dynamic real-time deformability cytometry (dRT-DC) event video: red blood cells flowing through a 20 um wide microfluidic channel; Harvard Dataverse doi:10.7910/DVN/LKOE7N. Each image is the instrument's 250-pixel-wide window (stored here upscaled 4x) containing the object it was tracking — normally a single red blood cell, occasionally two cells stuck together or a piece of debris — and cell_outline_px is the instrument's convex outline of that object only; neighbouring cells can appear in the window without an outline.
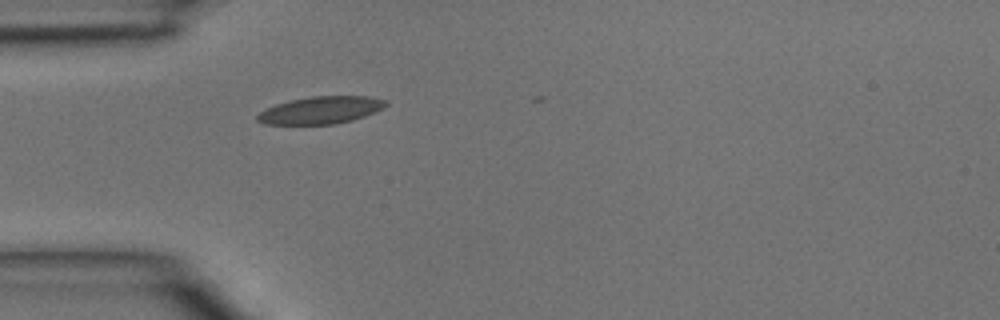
{"species": "common noctule bat (a hibernating species)", "species_latin": "Nyctalus noctula", "temperature_condition": "room temperature", "stored_images_in_passage": 1, "camera_frame_rate_fps": 3000, "um_per_image_px": 0.085, "animal": {"sex": "male", "body_mass_g": 15.6}, "frame": {"image": 1, "passage_image": 1, "time_ms": 0.0, "image_size_px": [1000, 320], "cell_outline_px": [[388, 104], [364, 116], [352, 120], [336, 124], [264, 124], [256, 120], [256, 116], [260, 112], [276, 104], [288, 100], [312, 96], [368, 96], [388, 100]], "centroid_in_image_um": [27.24, 9.35], "position_along_channel_um": 57.8, "area_um2": 20.35}}